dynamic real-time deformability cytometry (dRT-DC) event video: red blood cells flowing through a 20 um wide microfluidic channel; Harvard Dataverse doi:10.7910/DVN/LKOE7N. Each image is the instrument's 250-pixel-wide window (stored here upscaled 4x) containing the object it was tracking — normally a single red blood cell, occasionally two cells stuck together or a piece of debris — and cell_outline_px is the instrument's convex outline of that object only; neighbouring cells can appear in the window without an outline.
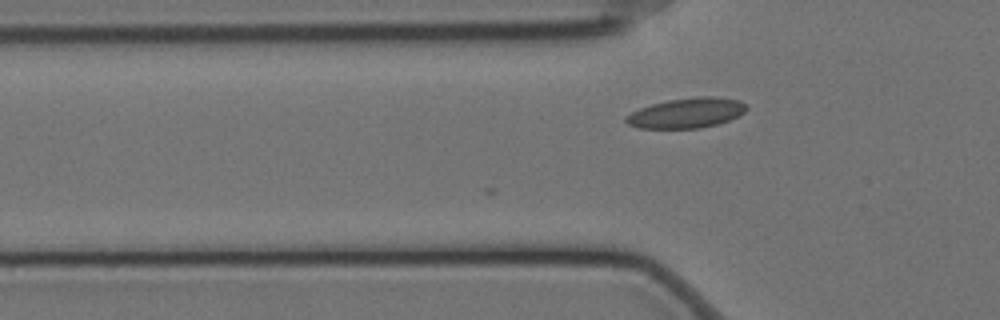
{"species": "Egyptian fruit bat (a non-hibernating species)", "species_latin": "Rousettus aegyptiacus", "temperature_condition": "cold", "stored_images_in_passage": 2, "camera_frame_rate_fps": 3000, "um_per_image_px": 0.085, "animal": {"sex": "female"}, "frame": {"image": 1, "passage_image": 2, "time_ms": 0.333, "image_size_px": [1000, 320], "cell_outline_px": [[748, 108], [744, 112], [728, 120], [716, 124], [700, 128], [640, 128], [628, 124], [624, 120], [624, 116], [640, 108], [652, 104], [668, 100], [700, 96], [712, 96], [740, 100]], "centroid_in_image_um": [58.34, 9.6], "position_along_channel_um": 67.5, "area_um2": 20.92}}